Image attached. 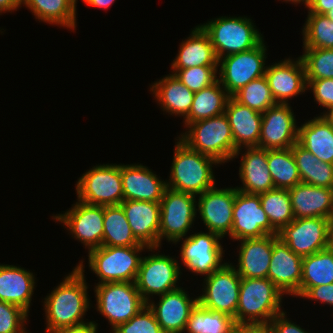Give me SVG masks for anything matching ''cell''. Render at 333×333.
<instances>
[{"label":"cell","instance_id":"obj_1","mask_svg":"<svg viewBox=\"0 0 333 333\" xmlns=\"http://www.w3.org/2000/svg\"><path fill=\"white\" fill-rule=\"evenodd\" d=\"M83 260L44 299L46 333L85 323L90 308Z\"/></svg>","mask_w":333,"mask_h":333},{"label":"cell","instance_id":"obj_2","mask_svg":"<svg viewBox=\"0 0 333 333\" xmlns=\"http://www.w3.org/2000/svg\"><path fill=\"white\" fill-rule=\"evenodd\" d=\"M176 140L167 187L194 196L215 187L212 165L220 163L213 157L190 149L179 138Z\"/></svg>","mask_w":333,"mask_h":333},{"label":"cell","instance_id":"obj_3","mask_svg":"<svg viewBox=\"0 0 333 333\" xmlns=\"http://www.w3.org/2000/svg\"><path fill=\"white\" fill-rule=\"evenodd\" d=\"M283 296L268 278H241L235 323L268 324L283 311Z\"/></svg>","mask_w":333,"mask_h":333},{"label":"cell","instance_id":"obj_4","mask_svg":"<svg viewBox=\"0 0 333 333\" xmlns=\"http://www.w3.org/2000/svg\"><path fill=\"white\" fill-rule=\"evenodd\" d=\"M186 128L177 138L190 149L213 157L220 165L233 160L237 149L225 114L195 121Z\"/></svg>","mask_w":333,"mask_h":333},{"label":"cell","instance_id":"obj_5","mask_svg":"<svg viewBox=\"0 0 333 333\" xmlns=\"http://www.w3.org/2000/svg\"><path fill=\"white\" fill-rule=\"evenodd\" d=\"M248 17L212 19L200 26L208 34L216 57L219 60L256 47L264 38Z\"/></svg>","mask_w":333,"mask_h":333},{"label":"cell","instance_id":"obj_6","mask_svg":"<svg viewBox=\"0 0 333 333\" xmlns=\"http://www.w3.org/2000/svg\"><path fill=\"white\" fill-rule=\"evenodd\" d=\"M144 249L158 250L147 246H101L88 252V266L99 278L98 284L135 282Z\"/></svg>","mask_w":333,"mask_h":333},{"label":"cell","instance_id":"obj_7","mask_svg":"<svg viewBox=\"0 0 333 333\" xmlns=\"http://www.w3.org/2000/svg\"><path fill=\"white\" fill-rule=\"evenodd\" d=\"M77 200L91 205L114 206L124 200L120 164L96 165L76 184Z\"/></svg>","mask_w":333,"mask_h":333},{"label":"cell","instance_id":"obj_8","mask_svg":"<svg viewBox=\"0 0 333 333\" xmlns=\"http://www.w3.org/2000/svg\"><path fill=\"white\" fill-rule=\"evenodd\" d=\"M197 200L196 196L166 188L160 201L159 249L164 238L168 242L182 241L194 224Z\"/></svg>","mask_w":333,"mask_h":333},{"label":"cell","instance_id":"obj_9","mask_svg":"<svg viewBox=\"0 0 333 333\" xmlns=\"http://www.w3.org/2000/svg\"><path fill=\"white\" fill-rule=\"evenodd\" d=\"M94 292L97 311L108 319L112 331L129 321L146 305L135 282L97 284Z\"/></svg>","mask_w":333,"mask_h":333},{"label":"cell","instance_id":"obj_10","mask_svg":"<svg viewBox=\"0 0 333 333\" xmlns=\"http://www.w3.org/2000/svg\"><path fill=\"white\" fill-rule=\"evenodd\" d=\"M267 47L262 40L256 47L218 60V81L232 96L250 81L265 75Z\"/></svg>","mask_w":333,"mask_h":333},{"label":"cell","instance_id":"obj_11","mask_svg":"<svg viewBox=\"0 0 333 333\" xmlns=\"http://www.w3.org/2000/svg\"><path fill=\"white\" fill-rule=\"evenodd\" d=\"M180 268L178 260L169 255L151 253L142 257L135 285L143 301L148 303L153 295L161 296L179 288Z\"/></svg>","mask_w":333,"mask_h":333},{"label":"cell","instance_id":"obj_12","mask_svg":"<svg viewBox=\"0 0 333 333\" xmlns=\"http://www.w3.org/2000/svg\"><path fill=\"white\" fill-rule=\"evenodd\" d=\"M331 225L327 218H295L278 232V238L304 257L331 246Z\"/></svg>","mask_w":333,"mask_h":333},{"label":"cell","instance_id":"obj_13","mask_svg":"<svg viewBox=\"0 0 333 333\" xmlns=\"http://www.w3.org/2000/svg\"><path fill=\"white\" fill-rule=\"evenodd\" d=\"M241 277L232 263L204 278L198 303L206 309L227 314L234 318L238 307Z\"/></svg>","mask_w":333,"mask_h":333},{"label":"cell","instance_id":"obj_14","mask_svg":"<svg viewBox=\"0 0 333 333\" xmlns=\"http://www.w3.org/2000/svg\"><path fill=\"white\" fill-rule=\"evenodd\" d=\"M232 216L231 239L233 241L278 235V231L271 225L262 208L259 194L244 193L235 187Z\"/></svg>","mask_w":333,"mask_h":333},{"label":"cell","instance_id":"obj_15","mask_svg":"<svg viewBox=\"0 0 333 333\" xmlns=\"http://www.w3.org/2000/svg\"><path fill=\"white\" fill-rule=\"evenodd\" d=\"M182 239L180 260L192 273L207 277L227 263H222L224 248L219 235L210 231L207 233L201 231Z\"/></svg>","mask_w":333,"mask_h":333},{"label":"cell","instance_id":"obj_16","mask_svg":"<svg viewBox=\"0 0 333 333\" xmlns=\"http://www.w3.org/2000/svg\"><path fill=\"white\" fill-rule=\"evenodd\" d=\"M59 221L73 238L90 250L99 248L103 242L104 206L91 205L77 200L65 213L52 216Z\"/></svg>","mask_w":333,"mask_h":333},{"label":"cell","instance_id":"obj_17","mask_svg":"<svg viewBox=\"0 0 333 333\" xmlns=\"http://www.w3.org/2000/svg\"><path fill=\"white\" fill-rule=\"evenodd\" d=\"M290 104L277 103L262 113L258 148L288 149L298 142V127Z\"/></svg>","mask_w":333,"mask_h":333},{"label":"cell","instance_id":"obj_18","mask_svg":"<svg viewBox=\"0 0 333 333\" xmlns=\"http://www.w3.org/2000/svg\"><path fill=\"white\" fill-rule=\"evenodd\" d=\"M196 211L208 231L224 238H231L233 224V206L235 203V188L213 187L198 195Z\"/></svg>","mask_w":333,"mask_h":333},{"label":"cell","instance_id":"obj_19","mask_svg":"<svg viewBox=\"0 0 333 333\" xmlns=\"http://www.w3.org/2000/svg\"><path fill=\"white\" fill-rule=\"evenodd\" d=\"M302 258L278 238V235H273V251L267 278L284 295L301 298Z\"/></svg>","mask_w":333,"mask_h":333},{"label":"cell","instance_id":"obj_20","mask_svg":"<svg viewBox=\"0 0 333 333\" xmlns=\"http://www.w3.org/2000/svg\"><path fill=\"white\" fill-rule=\"evenodd\" d=\"M265 77L276 103L288 104L292 97L308 90L305 66L301 57L296 61L286 58L273 65H267Z\"/></svg>","mask_w":333,"mask_h":333},{"label":"cell","instance_id":"obj_21","mask_svg":"<svg viewBox=\"0 0 333 333\" xmlns=\"http://www.w3.org/2000/svg\"><path fill=\"white\" fill-rule=\"evenodd\" d=\"M197 303L198 297L190 298L185 289L179 287L159 296L157 305L152 300L146 304L164 333H183Z\"/></svg>","mask_w":333,"mask_h":333},{"label":"cell","instance_id":"obj_22","mask_svg":"<svg viewBox=\"0 0 333 333\" xmlns=\"http://www.w3.org/2000/svg\"><path fill=\"white\" fill-rule=\"evenodd\" d=\"M124 200L160 202L166 181L161 180L151 169L139 164H120Z\"/></svg>","mask_w":333,"mask_h":333},{"label":"cell","instance_id":"obj_23","mask_svg":"<svg viewBox=\"0 0 333 333\" xmlns=\"http://www.w3.org/2000/svg\"><path fill=\"white\" fill-rule=\"evenodd\" d=\"M120 206L135 238L148 248H159L160 202L123 200Z\"/></svg>","mask_w":333,"mask_h":333},{"label":"cell","instance_id":"obj_24","mask_svg":"<svg viewBox=\"0 0 333 333\" xmlns=\"http://www.w3.org/2000/svg\"><path fill=\"white\" fill-rule=\"evenodd\" d=\"M224 114L231 126L234 146L237 149L233 158L239 156L245 147H258L261 135L262 113L239 104L232 97L228 99Z\"/></svg>","mask_w":333,"mask_h":333},{"label":"cell","instance_id":"obj_25","mask_svg":"<svg viewBox=\"0 0 333 333\" xmlns=\"http://www.w3.org/2000/svg\"><path fill=\"white\" fill-rule=\"evenodd\" d=\"M294 218L321 217L333 220V189L300 182L288 189Z\"/></svg>","mask_w":333,"mask_h":333},{"label":"cell","instance_id":"obj_26","mask_svg":"<svg viewBox=\"0 0 333 333\" xmlns=\"http://www.w3.org/2000/svg\"><path fill=\"white\" fill-rule=\"evenodd\" d=\"M236 271L241 278H267L273 251V235L239 240Z\"/></svg>","mask_w":333,"mask_h":333},{"label":"cell","instance_id":"obj_27","mask_svg":"<svg viewBox=\"0 0 333 333\" xmlns=\"http://www.w3.org/2000/svg\"><path fill=\"white\" fill-rule=\"evenodd\" d=\"M35 276L21 266L0 264V301L20 307L29 314Z\"/></svg>","mask_w":333,"mask_h":333},{"label":"cell","instance_id":"obj_28","mask_svg":"<svg viewBox=\"0 0 333 333\" xmlns=\"http://www.w3.org/2000/svg\"><path fill=\"white\" fill-rule=\"evenodd\" d=\"M268 167L266 149L245 147L239 167V178L243 187L237 186L236 189L249 194H260L274 189Z\"/></svg>","mask_w":333,"mask_h":333},{"label":"cell","instance_id":"obj_29","mask_svg":"<svg viewBox=\"0 0 333 333\" xmlns=\"http://www.w3.org/2000/svg\"><path fill=\"white\" fill-rule=\"evenodd\" d=\"M198 66H218L213 45L208 34L197 25L179 47L171 69H185Z\"/></svg>","mask_w":333,"mask_h":333},{"label":"cell","instance_id":"obj_30","mask_svg":"<svg viewBox=\"0 0 333 333\" xmlns=\"http://www.w3.org/2000/svg\"><path fill=\"white\" fill-rule=\"evenodd\" d=\"M150 92L163 111L171 115L183 116V120L189 115L194 99V92L188 89L173 73L158 79L151 85Z\"/></svg>","mask_w":333,"mask_h":333},{"label":"cell","instance_id":"obj_31","mask_svg":"<svg viewBox=\"0 0 333 333\" xmlns=\"http://www.w3.org/2000/svg\"><path fill=\"white\" fill-rule=\"evenodd\" d=\"M298 143L320 161L333 164V124L323 115L298 126Z\"/></svg>","mask_w":333,"mask_h":333},{"label":"cell","instance_id":"obj_32","mask_svg":"<svg viewBox=\"0 0 333 333\" xmlns=\"http://www.w3.org/2000/svg\"><path fill=\"white\" fill-rule=\"evenodd\" d=\"M39 22L76 29L77 0H22Z\"/></svg>","mask_w":333,"mask_h":333},{"label":"cell","instance_id":"obj_33","mask_svg":"<svg viewBox=\"0 0 333 333\" xmlns=\"http://www.w3.org/2000/svg\"><path fill=\"white\" fill-rule=\"evenodd\" d=\"M231 96L217 80L212 85L194 92V99L189 115L184 119V127L198 120L208 119L224 114L226 104Z\"/></svg>","mask_w":333,"mask_h":333},{"label":"cell","instance_id":"obj_34","mask_svg":"<svg viewBox=\"0 0 333 333\" xmlns=\"http://www.w3.org/2000/svg\"><path fill=\"white\" fill-rule=\"evenodd\" d=\"M291 149L301 182L333 189V164L320 161L298 142Z\"/></svg>","mask_w":333,"mask_h":333},{"label":"cell","instance_id":"obj_35","mask_svg":"<svg viewBox=\"0 0 333 333\" xmlns=\"http://www.w3.org/2000/svg\"><path fill=\"white\" fill-rule=\"evenodd\" d=\"M333 283V247L302 258L301 296L311 287Z\"/></svg>","mask_w":333,"mask_h":333},{"label":"cell","instance_id":"obj_36","mask_svg":"<svg viewBox=\"0 0 333 333\" xmlns=\"http://www.w3.org/2000/svg\"><path fill=\"white\" fill-rule=\"evenodd\" d=\"M102 246H146L141 244L135 238L125 213L120 205L104 206V232Z\"/></svg>","mask_w":333,"mask_h":333},{"label":"cell","instance_id":"obj_37","mask_svg":"<svg viewBox=\"0 0 333 333\" xmlns=\"http://www.w3.org/2000/svg\"><path fill=\"white\" fill-rule=\"evenodd\" d=\"M267 161L275 188L290 189L301 182L291 148L267 150Z\"/></svg>","mask_w":333,"mask_h":333},{"label":"cell","instance_id":"obj_38","mask_svg":"<svg viewBox=\"0 0 333 333\" xmlns=\"http://www.w3.org/2000/svg\"><path fill=\"white\" fill-rule=\"evenodd\" d=\"M234 318L204 308L199 303L191 310L184 330L187 333H231Z\"/></svg>","mask_w":333,"mask_h":333},{"label":"cell","instance_id":"obj_39","mask_svg":"<svg viewBox=\"0 0 333 333\" xmlns=\"http://www.w3.org/2000/svg\"><path fill=\"white\" fill-rule=\"evenodd\" d=\"M259 195L263 210L278 232L295 219L288 189L274 188Z\"/></svg>","mask_w":333,"mask_h":333},{"label":"cell","instance_id":"obj_40","mask_svg":"<svg viewBox=\"0 0 333 333\" xmlns=\"http://www.w3.org/2000/svg\"><path fill=\"white\" fill-rule=\"evenodd\" d=\"M239 104L263 113L276 103L267 78L264 76L250 81L231 96Z\"/></svg>","mask_w":333,"mask_h":333},{"label":"cell","instance_id":"obj_41","mask_svg":"<svg viewBox=\"0 0 333 333\" xmlns=\"http://www.w3.org/2000/svg\"><path fill=\"white\" fill-rule=\"evenodd\" d=\"M303 48L333 49V22L321 14H308L302 29Z\"/></svg>","mask_w":333,"mask_h":333},{"label":"cell","instance_id":"obj_42","mask_svg":"<svg viewBox=\"0 0 333 333\" xmlns=\"http://www.w3.org/2000/svg\"><path fill=\"white\" fill-rule=\"evenodd\" d=\"M306 80L333 79V49L303 48Z\"/></svg>","mask_w":333,"mask_h":333},{"label":"cell","instance_id":"obj_43","mask_svg":"<svg viewBox=\"0 0 333 333\" xmlns=\"http://www.w3.org/2000/svg\"><path fill=\"white\" fill-rule=\"evenodd\" d=\"M173 74L191 91L198 92L218 80V66H198L171 69Z\"/></svg>","mask_w":333,"mask_h":333},{"label":"cell","instance_id":"obj_44","mask_svg":"<svg viewBox=\"0 0 333 333\" xmlns=\"http://www.w3.org/2000/svg\"><path fill=\"white\" fill-rule=\"evenodd\" d=\"M112 333H164L152 310L146 304L129 321L120 324Z\"/></svg>","mask_w":333,"mask_h":333},{"label":"cell","instance_id":"obj_45","mask_svg":"<svg viewBox=\"0 0 333 333\" xmlns=\"http://www.w3.org/2000/svg\"><path fill=\"white\" fill-rule=\"evenodd\" d=\"M28 313L20 307L0 301V333H29L24 328Z\"/></svg>","mask_w":333,"mask_h":333},{"label":"cell","instance_id":"obj_46","mask_svg":"<svg viewBox=\"0 0 333 333\" xmlns=\"http://www.w3.org/2000/svg\"><path fill=\"white\" fill-rule=\"evenodd\" d=\"M307 89H311L314 101L325 108L330 109L333 106V79L307 80Z\"/></svg>","mask_w":333,"mask_h":333},{"label":"cell","instance_id":"obj_47","mask_svg":"<svg viewBox=\"0 0 333 333\" xmlns=\"http://www.w3.org/2000/svg\"><path fill=\"white\" fill-rule=\"evenodd\" d=\"M286 316V312L282 311L268 323L273 333H310L291 320L289 321Z\"/></svg>","mask_w":333,"mask_h":333},{"label":"cell","instance_id":"obj_48","mask_svg":"<svg viewBox=\"0 0 333 333\" xmlns=\"http://www.w3.org/2000/svg\"><path fill=\"white\" fill-rule=\"evenodd\" d=\"M301 297L333 306V283L311 287Z\"/></svg>","mask_w":333,"mask_h":333},{"label":"cell","instance_id":"obj_49","mask_svg":"<svg viewBox=\"0 0 333 333\" xmlns=\"http://www.w3.org/2000/svg\"><path fill=\"white\" fill-rule=\"evenodd\" d=\"M231 333H273L269 324L235 323Z\"/></svg>","mask_w":333,"mask_h":333},{"label":"cell","instance_id":"obj_50","mask_svg":"<svg viewBox=\"0 0 333 333\" xmlns=\"http://www.w3.org/2000/svg\"><path fill=\"white\" fill-rule=\"evenodd\" d=\"M97 326L98 323L95 321H88L80 325L61 328L52 333H98Z\"/></svg>","mask_w":333,"mask_h":333},{"label":"cell","instance_id":"obj_51","mask_svg":"<svg viewBox=\"0 0 333 333\" xmlns=\"http://www.w3.org/2000/svg\"><path fill=\"white\" fill-rule=\"evenodd\" d=\"M308 14L325 15L333 9V0H310Z\"/></svg>","mask_w":333,"mask_h":333},{"label":"cell","instance_id":"obj_52","mask_svg":"<svg viewBox=\"0 0 333 333\" xmlns=\"http://www.w3.org/2000/svg\"><path fill=\"white\" fill-rule=\"evenodd\" d=\"M22 0H0V15L1 13L12 12L21 6Z\"/></svg>","mask_w":333,"mask_h":333},{"label":"cell","instance_id":"obj_53","mask_svg":"<svg viewBox=\"0 0 333 333\" xmlns=\"http://www.w3.org/2000/svg\"><path fill=\"white\" fill-rule=\"evenodd\" d=\"M84 3H86L89 6L93 7H99L101 9H107L111 4L114 3L115 0H82Z\"/></svg>","mask_w":333,"mask_h":333},{"label":"cell","instance_id":"obj_54","mask_svg":"<svg viewBox=\"0 0 333 333\" xmlns=\"http://www.w3.org/2000/svg\"><path fill=\"white\" fill-rule=\"evenodd\" d=\"M329 122L333 124V106L327 110V112L321 113Z\"/></svg>","mask_w":333,"mask_h":333},{"label":"cell","instance_id":"obj_55","mask_svg":"<svg viewBox=\"0 0 333 333\" xmlns=\"http://www.w3.org/2000/svg\"><path fill=\"white\" fill-rule=\"evenodd\" d=\"M284 2L286 1V2H290V3H294V4H300L301 2H302V4H304L305 5V7L307 8L308 7V5H309V2H310V0H283Z\"/></svg>","mask_w":333,"mask_h":333},{"label":"cell","instance_id":"obj_56","mask_svg":"<svg viewBox=\"0 0 333 333\" xmlns=\"http://www.w3.org/2000/svg\"><path fill=\"white\" fill-rule=\"evenodd\" d=\"M332 22H333V9L330 10L327 14H325Z\"/></svg>","mask_w":333,"mask_h":333},{"label":"cell","instance_id":"obj_57","mask_svg":"<svg viewBox=\"0 0 333 333\" xmlns=\"http://www.w3.org/2000/svg\"><path fill=\"white\" fill-rule=\"evenodd\" d=\"M331 246L333 247V220L331 225Z\"/></svg>","mask_w":333,"mask_h":333}]
</instances>
